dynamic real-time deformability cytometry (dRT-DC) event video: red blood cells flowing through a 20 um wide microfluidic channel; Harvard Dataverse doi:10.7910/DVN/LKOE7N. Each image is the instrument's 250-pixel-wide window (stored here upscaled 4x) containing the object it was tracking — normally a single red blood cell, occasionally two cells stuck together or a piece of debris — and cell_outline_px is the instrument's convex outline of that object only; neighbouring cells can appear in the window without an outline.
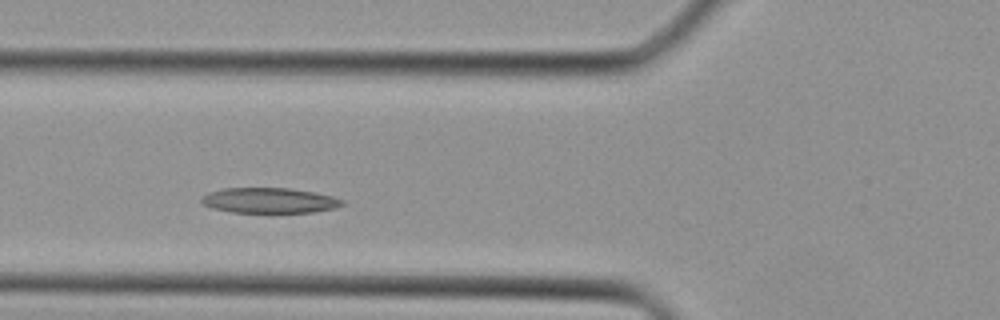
{"species": "Egyptian fruit bat (a non-hibernating species)", "species_latin": "Rousettus aegyptiacus", "temperature_condition": "cold", "stored_images_in_passage": 32, "camera_frame_rate_fps": 3000, "um_per_image_px": 0.085, "animal": {"sex": "female"}, "frame": {"image": 1, "passage_image": 7, "time_ms": 2.0, "image_size_px": [1000, 320], "cell_outline_px": [[344, 204], [336, 208], [312, 212], [232, 212], [212, 208], [204, 204], [200, 200], [208, 192], [224, 188], [288, 188], [312, 192], [332, 196], [344, 200]], "centroid_in_image_um": [22.9, 17.04], "position_along_channel_um": 102.9, "area_um2": 20.58}}
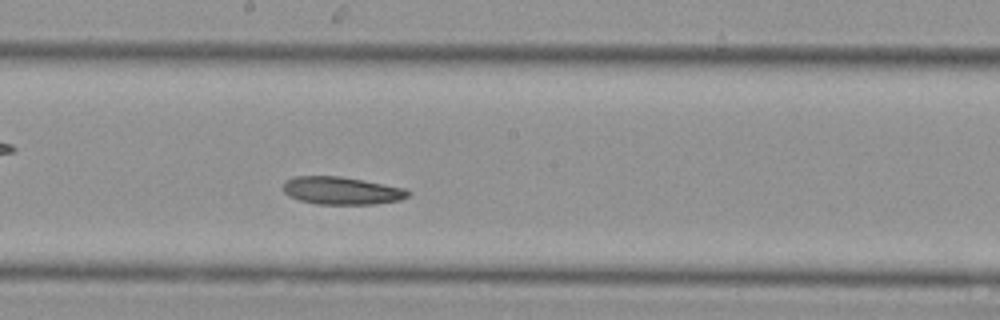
{"frame": {"image": 2, "passage_image": 14, "time_ms": 4.333, "image_size_px": [1000, 320], "cell_outline_px": [[412, 192], [408, 196], [400, 200], [376, 204], [316, 204], [300, 200], [288, 196], [284, 192], [284, 180], [296, 176], [340, 176], [404, 188]], "centroid_in_image_um": [29.03, 16.21], "position_along_channel_um": 219.2, "area_um2": 20.11}}
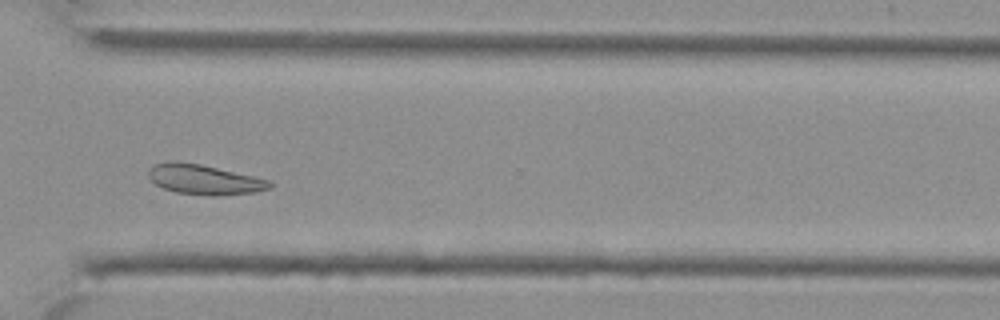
{"frame": {"image": 3, "passage_image": 22, "time_ms": 7.0, "image_size_px": [1000, 320], "cell_outline_px": [[272, 188], [256, 192], [220, 196], [208, 196], [176, 192], [164, 188], [156, 184], [148, 176], [148, 172], [152, 164], [168, 160], [176, 160], [200, 164], [272, 180]], "centroid_in_image_um": [17.37, 15.25], "position_along_channel_um": 353.2, "area_um2": 21.5}}